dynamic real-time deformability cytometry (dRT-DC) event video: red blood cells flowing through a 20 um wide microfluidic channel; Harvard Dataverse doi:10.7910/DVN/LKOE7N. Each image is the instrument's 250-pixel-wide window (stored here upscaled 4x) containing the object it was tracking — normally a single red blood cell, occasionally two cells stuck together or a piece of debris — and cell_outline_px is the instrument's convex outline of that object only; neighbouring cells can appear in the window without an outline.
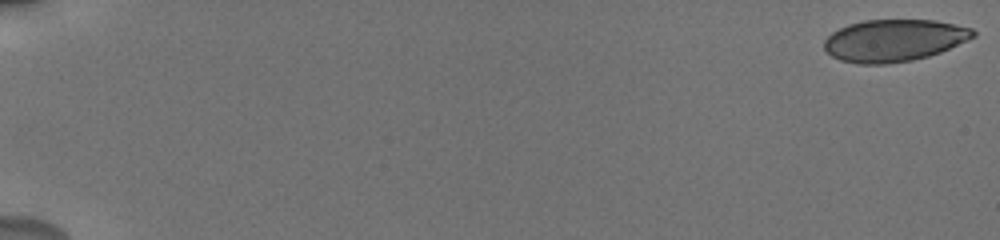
{"species": "human", "species_latin": "Homo sapiens", "temperature_condition": "cold", "stored_images_in_passage": 33, "camera_frame_rate_fps": 3000, "um_per_image_px": 0.085, "donor": {"sex": "male"}, "frame": {"image": 1, "passage_image": 1, "time_ms": 0.0, "image_size_px": [1000, 240], "cell_outline_px": [[976, 36], [940, 52], [928, 56], [912, 60], [884, 64], [860, 64], [840, 60], [832, 56], [824, 48], [824, 40], [832, 32], [848, 24], [864, 20], [936, 20], [972, 28], [976, 32]], "centroid_in_image_um": [75.98, 3.43], "position_along_channel_um": 9.0, "area_um2": 36.41}}
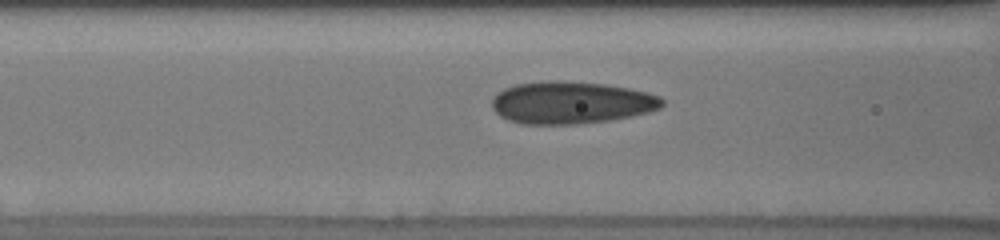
{"frame": {"image": 2, "passage_image": 26, "time_ms": 8.0, "image_size_px": [1000, 240], "cell_outline_px": [[664, 104], [660, 108], [648, 112], [632, 116], [608, 120], [576, 124], [524, 124], [508, 120], [500, 116], [492, 108], [492, 100], [504, 88], [516, 84], [548, 80], [560, 80], [604, 84], [628, 88], [648, 92], [660, 96], [664, 100]], "centroid_in_image_um": [48.56, 8.72], "position_along_channel_um": 118.0, "area_um2": 41.96}}
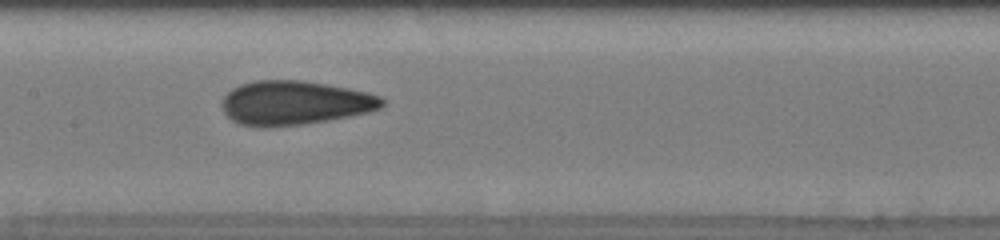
{"frame": {"image": 3, "passage_image": 32, "time_ms": 9.667, "image_size_px": [1000, 240], "cell_outline_px": [[388, 100], [380, 108], [368, 112], [328, 120], [304, 124], [264, 128], [240, 124], [232, 120], [224, 112], [220, 104], [224, 96], [232, 88], [240, 84], [256, 80], [300, 80], [328, 84], [368, 92], [380, 96]], "centroid_in_image_um": [25.04, 8.74], "position_along_channel_um": 182.4, "area_um2": 41.44}}